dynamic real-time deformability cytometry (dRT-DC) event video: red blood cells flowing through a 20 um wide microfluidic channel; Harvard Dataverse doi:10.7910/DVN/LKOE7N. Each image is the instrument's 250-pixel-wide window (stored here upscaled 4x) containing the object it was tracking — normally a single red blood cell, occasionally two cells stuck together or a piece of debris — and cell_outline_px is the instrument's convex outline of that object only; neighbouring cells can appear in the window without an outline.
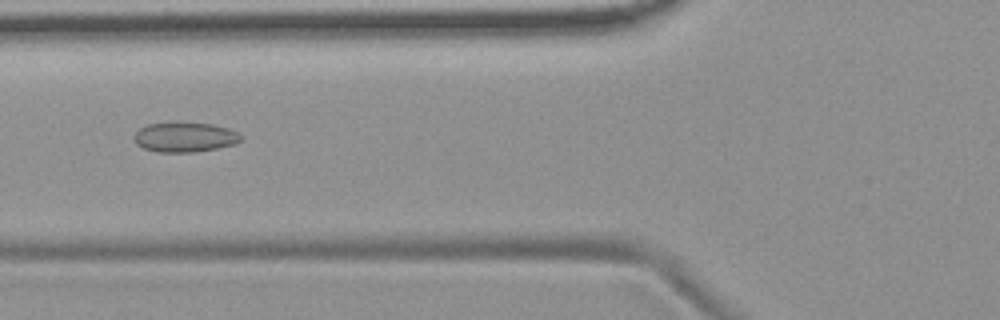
{"species": "common noctule bat (a hibernating species)", "species_latin": "Nyctalus noctula", "temperature_condition": "room temperature", "stored_images_in_passage": 2, "camera_frame_rate_fps": 3000, "um_per_image_px": 0.085, "animal": {"sex": "female", "body_mass_g": 19.9}, "frame": {"image": 1, "passage_image": 2, "time_ms": 1.333, "image_size_px": [1000, 320], "cell_outline_px": [[244, 136], [236, 144], [216, 148], [192, 152], [156, 152], [144, 148], [136, 144], [132, 136], [140, 128], [148, 124], [212, 124], [228, 128]], "centroid_in_image_um": [15.7, 11.68], "position_along_channel_um": 110.1, "area_um2": 18.15}}